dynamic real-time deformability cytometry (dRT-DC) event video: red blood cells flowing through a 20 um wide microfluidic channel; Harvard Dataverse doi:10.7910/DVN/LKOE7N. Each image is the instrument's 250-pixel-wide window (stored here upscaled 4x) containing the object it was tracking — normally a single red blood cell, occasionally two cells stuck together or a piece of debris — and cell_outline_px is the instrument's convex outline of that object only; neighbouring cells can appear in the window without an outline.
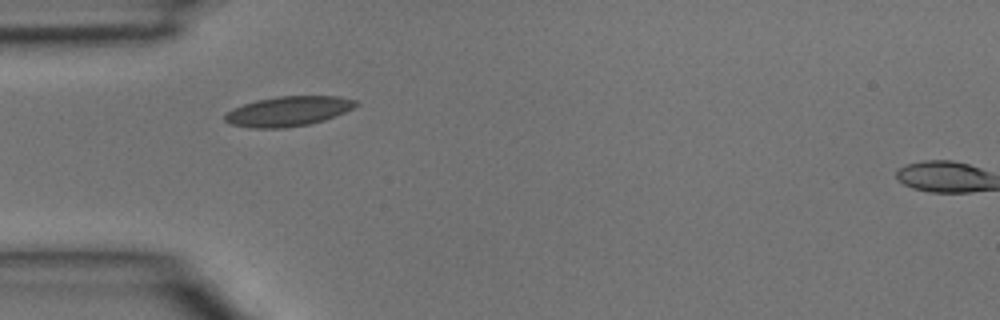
{"species": "common noctule bat (a hibernating species)", "species_latin": "Nyctalus noctula", "temperature_condition": "room temperature", "stored_images_in_passage": 2, "camera_frame_rate_fps": 3000, "um_per_image_px": 0.085, "animal": {"sex": "male", "body_mass_g": 15.6}, "frame": {"image": 1, "passage_image": 1, "time_ms": 0.0, "image_size_px": [1000, 320], "cell_outline_px": [[360, 104], [336, 116], [324, 120], [308, 124], [284, 128], [252, 128], [232, 124], [224, 120], [224, 116], [232, 108], [256, 100], [276, 96], [340, 96], [356, 100]], "centroid_in_image_um": [24.51, 9.45], "position_along_channel_um": 60.5, "area_um2": 22.77}}